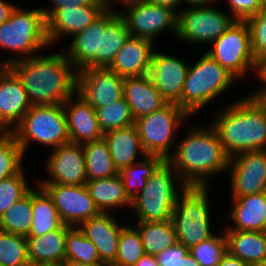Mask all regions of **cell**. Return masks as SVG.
<instances>
[{
	"mask_svg": "<svg viewBox=\"0 0 266 266\" xmlns=\"http://www.w3.org/2000/svg\"><path fill=\"white\" fill-rule=\"evenodd\" d=\"M95 112L103 134L135 124V119L124 96L114 103L95 109Z\"/></svg>",
	"mask_w": 266,
	"mask_h": 266,
	"instance_id": "8d00e7d4",
	"label": "cell"
},
{
	"mask_svg": "<svg viewBox=\"0 0 266 266\" xmlns=\"http://www.w3.org/2000/svg\"><path fill=\"white\" fill-rule=\"evenodd\" d=\"M154 46L155 43L151 40L129 36L109 69L122 78L148 75Z\"/></svg>",
	"mask_w": 266,
	"mask_h": 266,
	"instance_id": "603a6c76",
	"label": "cell"
},
{
	"mask_svg": "<svg viewBox=\"0 0 266 266\" xmlns=\"http://www.w3.org/2000/svg\"><path fill=\"white\" fill-rule=\"evenodd\" d=\"M185 133L167 161L186 185L209 186V178L228 172L230 157L211 124L192 126Z\"/></svg>",
	"mask_w": 266,
	"mask_h": 266,
	"instance_id": "7a4b0ae2",
	"label": "cell"
},
{
	"mask_svg": "<svg viewBox=\"0 0 266 266\" xmlns=\"http://www.w3.org/2000/svg\"><path fill=\"white\" fill-rule=\"evenodd\" d=\"M209 186L187 185L178 196L173 213L174 226L178 243L186 248L199 244L212 237L214 232L211 223V203Z\"/></svg>",
	"mask_w": 266,
	"mask_h": 266,
	"instance_id": "8992f818",
	"label": "cell"
},
{
	"mask_svg": "<svg viewBox=\"0 0 266 266\" xmlns=\"http://www.w3.org/2000/svg\"><path fill=\"white\" fill-rule=\"evenodd\" d=\"M218 266H251V265L242 261L239 258H236L227 251L226 254L223 256V258L221 259Z\"/></svg>",
	"mask_w": 266,
	"mask_h": 266,
	"instance_id": "f907efd6",
	"label": "cell"
},
{
	"mask_svg": "<svg viewBox=\"0 0 266 266\" xmlns=\"http://www.w3.org/2000/svg\"><path fill=\"white\" fill-rule=\"evenodd\" d=\"M236 80L205 51L195 64H189L182 89V108L190 116L197 114L209 102L228 90Z\"/></svg>",
	"mask_w": 266,
	"mask_h": 266,
	"instance_id": "52a82bcc",
	"label": "cell"
},
{
	"mask_svg": "<svg viewBox=\"0 0 266 266\" xmlns=\"http://www.w3.org/2000/svg\"><path fill=\"white\" fill-rule=\"evenodd\" d=\"M108 8L107 4H90L79 7L64 6L57 9L46 20V35L50 46L60 41L64 35L73 37L85 30Z\"/></svg>",
	"mask_w": 266,
	"mask_h": 266,
	"instance_id": "d6986e66",
	"label": "cell"
},
{
	"mask_svg": "<svg viewBox=\"0 0 266 266\" xmlns=\"http://www.w3.org/2000/svg\"><path fill=\"white\" fill-rule=\"evenodd\" d=\"M52 2L50 7H40L43 12L44 18L47 20L57 9L64 6H85L90 4H107L105 0H49Z\"/></svg>",
	"mask_w": 266,
	"mask_h": 266,
	"instance_id": "bcb514c9",
	"label": "cell"
},
{
	"mask_svg": "<svg viewBox=\"0 0 266 266\" xmlns=\"http://www.w3.org/2000/svg\"><path fill=\"white\" fill-rule=\"evenodd\" d=\"M164 161L163 157L147 155L119 172L125 191L131 199L143 190L147 179Z\"/></svg>",
	"mask_w": 266,
	"mask_h": 266,
	"instance_id": "d6a6232c",
	"label": "cell"
},
{
	"mask_svg": "<svg viewBox=\"0 0 266 266\" xmlns=\"http://www.w3.org/2000/svg\"><path fill=\"white\" fill-rule=\"evenodd\" d=\"M70 227L63 224L60 228L41 236H27L30 263L60 265L65 260V239Z\"/></svg>",
	"mask_w": 266,
	"mask_h": 266,
	"instance_id": "4316f807",
	"label": "cell"
},
{
	"mask_svg": "<svg viewBox=\"0 0 266 266\" xmlns=\"http://www.w3.org/2000/svg\"><path fill=\"white\" fill-rule=\"evenodd\" d=\"M49 47L46 19L40 8L24 10L17 5L10 18L0 25V49L12 52L13 56L4 57V66L40 54Z\"/></svg>",
	"mask_w": 266,
	"mask_h": 266,
	"instance_id": "277c9868",
	"label": "cell"
},
{
	"mask_svg": "<svg viewBox=\"0 0 266 266\" xmlns=\"http://www.w3.org/2000/svg\"><path fill=\"white\" fill-rule=\"evenodd\" d=\"M86 187L96 207L102 213H111L112 210L132 205V199L125 191L119 174L110 178L88 180ZM119 207V208H118Z\"/></svg>",
	"mask_w": 266,
	"mask_h": 266,
	"instance_id": "f1b7e54d",
	"label": "cell"
},
{
	"mask_svg": "<svg viewBox=\"0 0 266 266\" xmlns=\"http://www.w3.org/2000/svg\"><path fill=\"white\" fill-rule=\"evenodd\" d=\"M227 251L250 264L260 266L266 259V232L223 230Z\"/></svg>",
	"mask_w": 266,
	"mask_h": 266,
	"instance_id": "83f0119b",
	"label": "cell"
},
{
	"mask_svg": "<svg viewBox=\"0 0 266 266\" xmlns=\"http://www.w3.org/2000/svg\"><path fill=\"white\" fill-rule=\"evenodd\" d=\"M107 5L109 7H113L116 6L117 4L121 5L122 3L128 2V1H133V0H105ZM114 1V2H113ZM112 3V4H111ZM115 3V4H114ZM113 5V6H112Z\"/></svg>",
	"mask_w": 266,
	"mask_h": 266,
	"instance_id": "9f6ffc18",
	"label": "cell"
},
{
	"mask_svg": "<svg viewBox=\"0 0 266 266\" xmlns=\"http://www.w3.org/2000/svg\"><path fill=\"white\" fill-rule=\"evenodd\" d=\"M26 237L0 230V265L29 266Z\"/></svg>",
	"mask_w": 266,
	"mask_h": 266,
	"instance_id": "ab89813d",
	"label": "cell"
},
{
	"mask_svg": "<svg viewBox=\"0 0 266 266\" xmlns=\"http://www.w3.org/2000/svg\"><path fill=\"white\" fill-rule=\"evenodd\" d=\"M261 2V10H266V0H260Z\"/></svg>",
	"mask_w": 266,
	"mask_h": 266,
	"instance_id": "680465c9",
	"label": "cell"
},
{
	"mask_svg": "<svg viewBox=\"0 0 266 266\" xmlns=\"http://www.w3.org/2000/svg\"><path fill=\"white\" fill-rule=\"evenodd\" d=\"M189 118L191 116L176 103H167L155 112L138 117L135 126L145 153L167 160L176 147L177 130Z\"/></svg>",
	"mask_w": 266,
	"mask_h": 266,
	"instance_id": "9c48e42d",
	"label": "cell"
},
{
	"mask_svg": "<svg viewBox=\"0 0 266 266\" xmlns=\"http://www.w3.org/2000/svg\"><path fill=\"white\" fill-rule=\"evenodd\" d=\"M145 253L138 230L127 223L121 230L115 262L116 266H133Z\"/></svg>",
	"mask_w": 266,
	"mask_h": 266,
	"instance_id": "f35d334b",
	"label": "cell"
},
{
	"mask_svg": "<svg viewBox=\"0 0 266 266\" xmlns=\"http://www.w3.org/2000/svg\"><path fill=\"white\" fill-rule=\"evenodd\" d=\"M103 139L106 141L114 166L118 172L140 161L138 160L139 157L143 159L147 156L142 148L135 124L108 131L104 133Z\"/></svg>",
	"mask_w": 266,
	"mask_h": 266,
	"instance_id": "484cf974",
	"label": "cell"
},
{
	"mask_svg": "<svg viewBox=\"0 0 266 266\" xmlns=\"http://www.w3.org/2000/svg\"><path fill=\"white\" fill-rule=\"evenodd\" d=\"M70 142L84 144L103 138L95 109L76 93L64 104Z\"/></svg>",
	"mask_w": 266,
	"mask_h": 266,
	"instance_id": "7402d4cb",
	"label": "cell"
},
{
	"mask_svg": "<svg viewBox=\"0 0 266 266\" xmlns=\"http://www.w3.org/2000/svg\"><path fill=\"white\" fill-rule=\"evenodd\" d=\"M82 146L85 156L87 180L110 178L119 174L114 166L106 141L103 138L84 143Z\"/></svg>",
	"mask_w": 266,
	"mask_h": 266,
	"instance_id": "1f68e13d",
	"label": "cell"
},
{
	"mask_svg": "<svg viewBox=\"0 0 266 266\" xmlns=\"http://www.w3.org/2000/svg\"><path fill=\"white\" fill-rule=\"evenodd\" d=\"M133 226L138 230L144 251L147 254L157 256L169 246L178 243L177 235L171 220L146 222L134 221Z\"/></svg>",
	"mask_w": 266,
	"mask_h": 266,
	"instance_id": "4dcf8cb0",
	"label": "cell"
},
{
	"mask_svg": "<svg viewBox=\"0 0 266 266\" xmlns=\"http://www.w3.org/2000/svg\"><path fill=\"white\" fill-rule=\"evenodd\" d=\"M231 197L266 192V150L242 152L229 160Z\"/></svg>",
	"mask_w": 266,
	"mask_h": 266,
	"instance_id": "9a60e30c",
	"label": "cell"
},
{
	"mask_svg": "<svg viewBox=\"0 0 266 266\" xmlns=\"http://www.w3.org/2000/svg\"><path fill=\"white\" fill-rule=\"evenodd\" d=\"M181 266H200V264L188 253L186 256L182 257Z\"/></svg>",
	"mask_w": 266,
	"mask_h": 266,
	"instance_id": "db71d44e",
	"label": "cell"
},
{
	"mask_svg": "<svg viewBox=\"0 0 266 266\" xmlns=\"http://www.w3.org/2000/svg\"><path fill=\"white\" fill-rule=\"evenodd\" d=\"M32 189L0 217V230L27 237L33 220Z\"/></svg>",
	"mask_w": 266,
	"mask_h": 266,
	"instance_id": "836d02e7",
	"label": "cell"
},
{
	"mask_svg": "<svg viewBox=\"0 0 266 266\" xmlns=\"http://www.w3.org/2000/svg\"><path fill=\"white\" fill-rule=\"evenodd\" d=\"M104 266H116L114 264H105Z\"/></svg>",
	"mask_w": 266,
	"mask_h": 266,
	"instance_id": "6125c7cd",
	"label": "cell"
},
{
	"mask_svg": "<svg viewBox=\"0 0 266 266\" xmlns=\"http://www.w3.org/2000/svg\"><path fill=\"white\" fill-rule=\"evenodd\" d=\"M222 234L217 232L209 239L191 247L189 253L200 266H218L227 252V239L223 229Z\"/></svg>",
	"mask_w": 266,
	"mask_h": 266,
	"instance_id": "60d3db41",
	"label": "cell"
},
{
	"mask_svg": "<svg viewBox=\"0 0 266 266\" xmlns=\"http://www.w3.org/2000/svg\"><path fill=\"white\" fill-rule=\"evenodd\" d=\"M123 83L124 78L109 68H83L77 71L76 94L97 109L119 100Z\"/></svg>",
	"mask_w": 266,
	"mask_h": 266,
	"instance_id": "5bb4252c",
	"label": "cell"
},
{
	"mask_svg": "<svg viewBox=\"0 0 266 266\" xmlns=\"http://www.w3.org/2000/svg\"><path fill=\"white\" fill-rule=\"evenodd\" d=\"M231 15L238 21H245L261 10L260 0H226Z\"/></svg>",
	"mask_w": 266,
	"mask_h": 266,
	"instance_id": "ee69618b",
	"label": "cell"
},
{
	"mask_svg": "<svg viewBox=\"0 0 266 266\" xmlns=\"http://www.w3.org/2000/svg\"><path fill=\"white\" fill-rule=\"evenodd\" d=\"M5 66L3 65V60L2 58L0 59V71L4 68Z\"/></svg>",
	"mask_w": 266,
	"mask_h": 266,
	"instance_id": "91938a15",
	"label": "cell"
},
{
	"mask_svg": "<svg viewBox=\"0 0 266 266\" xmlns=\"http://www.w3.org/2000/svg\"><path fill=\"white\" fill-rule=\"evenodd\" d=\"M187 185L165 160L151 175L145 187L133 199L131 208L137 222L171 220L179 193Z\"/></svg>",
	"mask_w": 266,
	"mask_h": 266,
	"instance_id": "5b68a950",
	"label": "cell"
},
{
	"mask_svg": "<svg viewBox=\"0 0 266 266\" xmlns=\"http://www.w3.org/2000/svg\"><path fill=\"white\" fill-rule=\"evenodd\" d=\"M184 1V5L185 7H208L211 6V4L214 2L216 4V1L219 0H183Z\"/></svg>",
	"mask_w": 266,
	"mask_h": 266,
	"instance_id": "f5cc1de1",
	"label": "cell"
},
{
	"mask_svg": "<svg viewBox=\"0 0 266 266\" xmlns=\"http://www.w3.org/2000/svg\"><path fill=\"white\" fill-rule=\"evenodd\" d=\"M236 19L220 7H184L177 13L176 38L192 45H209L228 30Z\"/></svg>",
	"mask_w": 266,
	"mask_h": 266,
	"instance_id": "8fae6325",
	"label": "cell"
},
{
	"mask_svg": "<svg viewBox=\"0 0 266 266\" xmlns=\"http://www.w3.org/2000/svg\"><path fill=\"white\" fill-rule=\"evenodd\" d=\"M130 34L124 19L118 14L101 32L100 68H109Z\"/></svg>",
	"mask_w": 266,
	"mask_h": 266,
	"instance_id": "e575fe53",
	"label": "cell"
},
{
	"mask_svg": "<svg viewBox=\"0 0 266 266\" xmlns=\"http://www.w3.org/2000/svg\"><path fill=\"white\" fill-rule=\"evenodd\" d=\"M45 159L47 179L37 184L86 185L87 174L83 146L68 142L50 150Z\"/></svg>",
	"mask_w": 266,
	"mask_h": 266,
	"instance_id": "2e32d148",
	"label": "cell"
},
{
	"mask_svg": "<svg viewBox=\"0 0 266 266\" xmlns=\"http://www.w3.org/2000/svg\"><path fill=\"white\" fill-rule=\"evenodd\" d=\"M260 266H266V259L263 261V263Z\"/></svg>",
	"mask_w": 266,
	"mask_h": 266,
	"instance_id": "94428289",
	"label": "cell"
},
{
	"mask_svg": "<svg viewBox=\"0 0 266 266\" xmlns=\"http://www.w3.org/2000/svg\"><path fill=\"white\" fill-rule=\"evenodd\" d=\"M16 7V4L9 3L7 0H0V25L10 18L12 11Z\"/></svg>",
	"mask_w": 266,
	"mask_h": 266,
	"instance_id": "c3c4849f",
	"label": "cell"
},
{
	"mask_svg": "<svg viewBox=\"0 0 266 266\" xmlns=\"http://www.w3.org/2000/svg\"><path fill=\"white\" fill-rule=\"evenodd\" d=\"M121 6H124L126 11L118 12L127 24L130 36L145 38L154 43L164 30H170L176 36L177 13L169 7L142 0L128 1Z\"/></svg>",
	"mask_w": 266,
	"mask_h": 266,
	"instance_id": "7c38bea8",
	"label": "cell"
},
{
	"mask_svg": "<svg viewBox=\"0 0 266 266\" xmlns=\"http://www.w3.org/2000/svg\"><path fill=\"white\" fill-rule=\"evenodd\" d=\"M31 106L20 80L5 66L0 71V131L12 132Z\"/></svg>",
	"mask_w": 266,
	"mask_h": 266,
	"instance_id": "ffe728a7",
	"label": "cell"
},
{
	"mask_svg": "<svg viewBox=\"0 0 266 266\" xmlns=\"http://www.w3.org/2000/svg\"><path fill=\"white\" fill-rule=\"evenodd\" d=\"M29 266H60V265H58V264H46V263H42V264L30 263Z\"/></svg>",
	"mask_w": 266,
	"mask_h": 266,
	"instance_id": "6f0895ef",
	"label": "cell"
},
{
	"mask_svg": "<svg viewBox=\"0 0 266 266\" xmlns=\"http://www.w3.org/2000/svg\"><path fill=\"white\" fill-rule=\"evenodd\" d=\"M233 224L224 230L266 232V192L231 197Z\"/></svg>",
	"mask_w": 266,
	"mask_h": 266,
	"instance_id": "cb8c5ba5",
	"label": "cell"
},
{
	"mask_svg": "<svg viewBox=\"0 0 266 266\" xmlns=\"http://www.w3.org/2000/svg\"><path fill=\"white\" fill-rule=\"evenodd\" d=\"M188 68L189 63L184 59L156 50L153 52L149 75L163 98L181 108Z\"/></svg>",
	"mask_w": 266,
	"mask_h": 266,
	"instance_id": "ac0fdd59",
	"label": "cell"
},
{
	"mask_svg": "<svg viewBox=\"0 0 266 266\" xmlns=\"http://www.w3.org/2000/svg\"><path fill=\"white\" fill-rule=\"evenodd\" d=\"M52 198L62 222L79 227L101 212L90 197L86 185L38 184Z\"/></svg>",
	"mask_w": 266,
	"mask_h": 266,
	"instance_id": "4fadbf2b",
	"label": "cell"
},
{
	"mask_svg": "<svg viewBox=\"0 0 266 266\" xmlns=\"http://www.w3.org/2000/svg\"><path fill=\"white\" fill-rule=\"evenodd\" d=\"M118 9L109 7L85 30L75 34L63 51L67 59L78 71L83 68H100L101 32L119 14Z\"/></svg>",
	"mask_w": 266,
	"mask_h": 266,
	"instance_id": "e0dca14e",
	"label": "cell"
},
{
	"mask_svg": "<svg viewBox=\"0 0 266 266\" xmlns=\"http://www.w3.org/2000/svg\"><path fill=\"white\" fill-rule=\"evenodd\" d=\"M36 186L32 188L33 220L28 236H41L64 224L52 198L40 185Z\"/></svg>",
	"mask_w": 266,
	"mask_h": 266,
	"instance_id": "f546056e",
	"label": "cell"
},
{
	"mask_svg": "<svg viewBox=\"0 0 266 266\" xmlns=\"http://www.w3.org/2000/svg\"><path fill=\"white\" fill-rule=\"evenodd\" d=\"M22 149L12 132L0 131V181L24 168Z\"/></svg>",
	"mask_w": 266,
	"mask_h": 266,
	"instance_id": "74e56055",
	"label": "cell"
},
{
	"mask_svg": "<svg viewBox=\"0 0 266 266\" xmlns=\"http://www.w3.org/2000/svg\"><path fill=\"white\" fill-rule=\"evenodd\" d=\"M113 215L101 212L79 226L84 235L96 246L100 261L104 265L115 262L121 230L125 226Z\"/></svg>",
	"mask_w": 266,
	"mask_h": 266,
	"instance_id": "44dd1931",
	"label": "cell"
},
{
	"mask_svg": "<svg viewBox=\"0 0 266 266\" xmlns=\"http://www.w3.org/2000/svg\"><path fill=\"white\" fill-rule=\"evenodd\" d=\"M24 172L22 168L13 176L0 181V217L33 188L27 183Z\"/></svg>",
	"mask_w": 266,
	"mask_h": 266,
	"instance_id": "b9f144b4",
	"label": "cell"
},
{
	"mask_svg": "<svg viewBox=\"0 0 266 266\" xmlns=\"http://www.w3.org/2000/svg\"><path fill=\"white\" fill-rule=\"evenodd\" d=\"M189 253V249L183 244L169 246L167 249L160 252L156 257L160 266H181L182 257Z\"/></svg>",
	"mask_w": 266,
	"mask_h": 266,
	"instance_id": "f6af8a7d",
	"label": "cell"
},
{
	"mask_svg": "<svg viewBox=\"0 0 266 266\" xmlns=\"http://www.w3.org/2000/svg\"><path fill=\"white\" fill-rule=\"evenodd\" d=\"M245 21L250 31L252 52L259 63L266 57V10H260Z\"/></svg>",
	"mask_w": 266,
	"mask_h": 266,
	"instance_id": "7bdbcfd3",
	"label": "cell"
},
{
	"mask_svg": "<svg viewBox=\"0 0 266 266\" xmlns=\"http://www.w3.org/2000/svg\"><path fill=\"white\" fill-rule=\"evenodd\" d=\"M133 266H160L156 256L144 253Z\"/></svg>",
	"mask_w": 266,
	"mask_h": 266,
	"instance_id": "816d5d0a",
	"label": "cell"
},
{
	"mask_svg": "<svg viewBox=\"0 0 266 266\" xmlns=\"http://www.w3.org/2000/svg\"><path fill=\"white\" fill-rule=\"evenodd\" d=\"M60 266H104V264H85L72 260H64Z\"/></svg>",
	"mask_w": 266,
	"mask_h": 266,
	"instance_id": "11a10c76",
	"label": "cell"
},
{
	"mask_svg": "<svg viewBox=\"0 0 266 266\" xmlns=\"http://www.w3.org/2000/svg\"><path fill=\"white\" fill-rule=\"evenodd\" d=\"M65 260L85 264H103L100 261L96 246L79 227L71 226L65 239Z\"/></svg>",
	"mask_w": 266,
	"mask_h": 266,
	"instance_id": "d590c367",
	"label": "cell"
},
{
	"mask_svg": "<svg viewBox=\"0 0 266 266\" xmlns=\"http://www.w3.org/2000/svg\"><path fill=\"white\" fill-rule=\"evenodd\" d=\"M7 67L20 80L32 106L64 104L76 93L77 70L63 47L58 53L37 54Z\"/></svg>",
	"mask_w": 266,
	"mask_h": 266,
	"instance_id": "6da1fadb",
	"label": "cell"
},
{
	"mask_svg": "<svg viewBox=\"0 0 266 266\" xmlns=\"http://www.w3.org/2000/svg\"><path fill=\"white\" fill-rule=\"evenodd\" d=\"M206 52L237 80L245 79L249 70L256 76L258 63L252 52L250 31L246 21L236 20L211 43Z\"/></svg>",
	"mask_w": 266,
	"mask_h": 266,
	"instance_id": "30bf717a",
	"label": "cell"
},
{
	"mask_svg": "<svg viewBox=\"0 0 266 266\" xmlns=\"http://www.w3.org/2000/svg\"><path fill=\"white\" fill-rule=\"evenodd\" d=\"M256 77L263 82V85L253 90V92L251 91L250 93L266 99V57H264L258 63Z\"/></svg>",
	"mask_w": 266,
	"mask_h": 266,
	"instance_id": "7dc6e473",
	"label": "cell"
},
{
	"mask_svg": "<svg viewBox=\"0 0 266 266\" xmlns=\"http://www.w3.org/2000/svg\"><path fill=\"white\" fill-rule=\"evenodd\" d=\"M123 96L135 120L159 110L168 103L154 85L149 74L124 78Z\"/></svg>",
	"mask_w": 266,
	"mask_h": 266,
	"instance_id": "d4e9b609",
	"label": "cell"
},
{
	"mask_svg": "<svg viewBox=\"0 0 266 266\" xmlns=\"http://www.w3.org/2000/svg\"><path fill=\"white\" fill-rule=\"evenodd\" d=\"M12 133L23 154L33 141L51 150L70 142L63 104L31 106Z\"/></svg>",
	"mask_w": 266,
	"mask_h": 266,
	"instance_id": "ba28073f",
	"label": "cell"
},
{
	"mask_svg": "<svg viewBox=\"0 0 266 266\" xmlns=\"http://www.w3.org/2000/svg\"><path fill=\"white\" fill-rule=\"evenodd\" d=\"M229 103L210 121L226 154L266 150V99L248 92Z\"/></svg>",
	"mask_w": 266,
	"mask_h": 266,
	"instance_id": "3957f363",
	"label": "cell"
},
{
	"mask_svg": "<svg viewBox=\"0 0 266 266\" xmlns=\"http://www.w3.org/2000/svg\"><path fill=\"white\" fill-rule=\"evenodd\" d=\"M145 2H149L152 4L160 5V6H166L170 9L174 10L176 13L179 12V7H185L183 0H142Z\"/></svg>",
	"mask_w": 266,
	"mask_h": 266,
	"instance_id": "681fc988",
	"label": "cell"
}]
</instances>
